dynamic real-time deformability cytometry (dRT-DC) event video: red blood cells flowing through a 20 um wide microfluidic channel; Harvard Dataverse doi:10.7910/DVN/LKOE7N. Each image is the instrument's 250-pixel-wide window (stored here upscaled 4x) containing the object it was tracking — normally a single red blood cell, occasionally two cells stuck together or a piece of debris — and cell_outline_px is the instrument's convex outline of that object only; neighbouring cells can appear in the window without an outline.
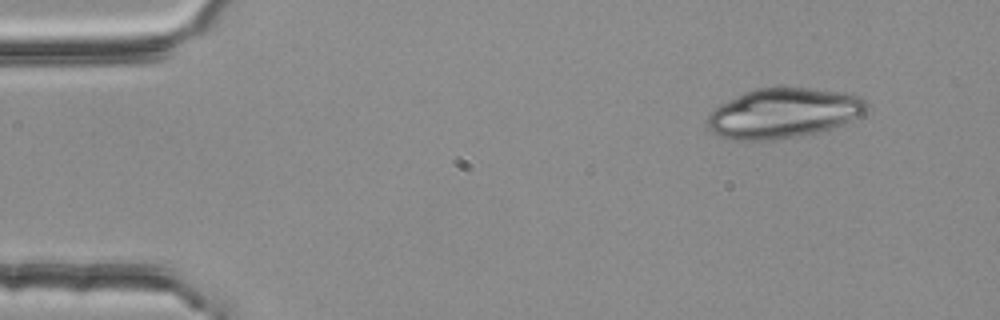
{"species": "common noctule bat (a hibernating species)", "species_latin": "Nyctalus noctula", "temperature_condition": "room temperature", "stored_images_in_passage": 3, "camera_frame_rate_fps": 3000, "um_per_image_px": 0.085, "animal": {"sex": "female", "body_mass_g": 25.1}, "frame": {"image": 1, "passage_image": 1, "time_ms": 0.0, "image_size_px": [1000, 320], "cell_outline_px": [[868, 108], [864, 112], [840, 124], [816, 132], [796, 136], [768, 140], [736, 140], [720, 136], [712, 132], [704, 124], [708, 116], [720, 104], [744, 92], [756, 88], [808, 88], [848, 92], [864, 96], [868, 104]], "centroid_in_image_um": [66.57, 9.6], "position_along_channel_um": 18.4, "area_um2": 45.95}}